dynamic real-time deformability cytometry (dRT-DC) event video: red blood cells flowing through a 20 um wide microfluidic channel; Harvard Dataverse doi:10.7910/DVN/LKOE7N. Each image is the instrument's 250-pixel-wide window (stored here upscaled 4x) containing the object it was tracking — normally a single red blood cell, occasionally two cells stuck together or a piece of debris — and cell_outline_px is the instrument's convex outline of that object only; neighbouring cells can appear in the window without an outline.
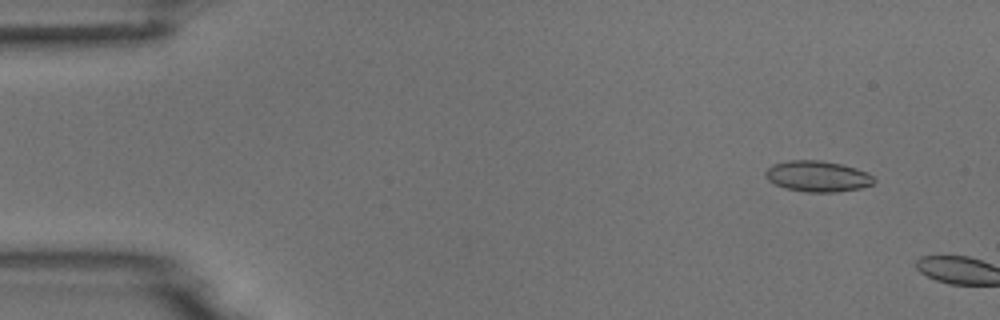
{"species": "common noctule bat (a hibernating species)", "species_latin": "Nyctalus noctula", "temperature_condition": "room temperature", "stored_images_in_passage": 2, "camera_frame_rate_fps": 3000, "um_per_image_px": 0.085, "animal": {"sex": "male", "body_mass_g": 18.8}, "frame": {"image": 1, "passage_image": 1, "time_ms": 0.0, "image_size_px": [1000, 320], "cell_outline_px": [[876, 180], [872, 184], [860, 188], [836, 192], [808, 192], [784, 188], [768, 180], [764, 176], [764, 172], [772, 164], [788, 160], [820, 160], [840, 164], [856, 168], [868, 172]], "centroid_in_image_um": [69.47, 14.98], "position_along_channel_um": 15.5, "area_um2": 19.59}}